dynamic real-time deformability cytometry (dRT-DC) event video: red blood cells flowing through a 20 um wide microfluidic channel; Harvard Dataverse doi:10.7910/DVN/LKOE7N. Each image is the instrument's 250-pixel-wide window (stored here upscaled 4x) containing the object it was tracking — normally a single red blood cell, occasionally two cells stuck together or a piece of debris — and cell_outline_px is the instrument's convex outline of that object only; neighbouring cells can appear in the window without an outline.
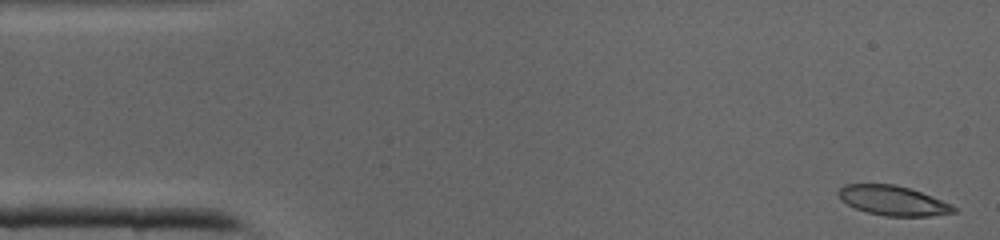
{"species": "common noctule bat (a hibernating species)", "species_latin": "Nyctalus noctula", "temperature_condition": "cold", "stored_images_in_passage": 41, "camera_frame_rate_fps": 3000, "um_per_image_px": 0.085, "animal": {"sex": "male", "body_mass_g": 19.0, "forearm_length_mm": 50.8}, "frame": {"image": 1, "passage_image": 1, "time_ms": 0.0, "image_size_px": [1000, 240], "cell_outline_px": [[956, 212], [928, 216], [884, 216], [868, 212], [856, 208], [840, 200], [836, 192], [844, 184], [892, 184], [908, 188], [920, 192], [952, 204], [956, 208]], "centroid_in_image_um": [75.87, 17.05], "position_along_channel_um": 9.1, "area_um2": 19.77}}
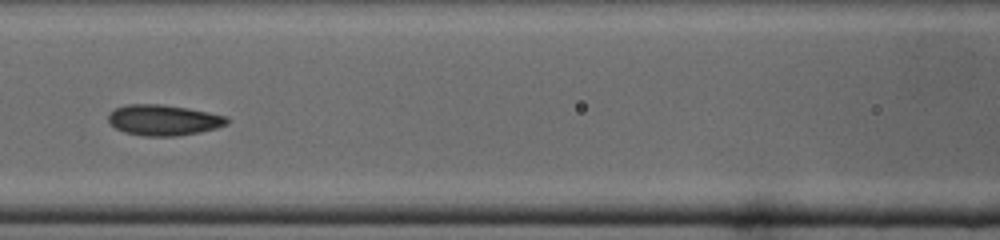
{"frame": {"image": 2, "passage_image": 17, "time_ms": 5.333, "image_size_px": [1000, 240], "cell_outline_px": [[228, 124], [216, 128], [200, 132], [176, 136], [144, 136], [124, 132], [116, 128], [108, 120], [108, 116], [116, 108], [128, 104], [160, 104], [184, 108], [224, 116], [228, 120]], "centroid_in_image_um": [13.87, 10.22], "position_along_channel_um": 152.7, "area_um2": 20.81}}
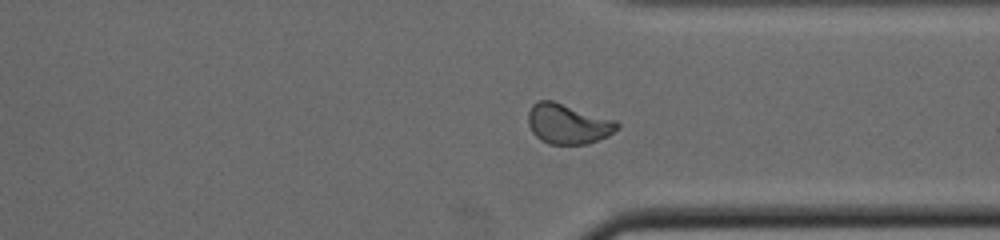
{"frame": {"image": 3, "passage_image": 30, "time_ms": 9.667, "image_size_px": [1000, 240], "cell_outline_px": [[620, 128], [608, 136], [588, 144], [548, 144], [540, 140], [532, 132], [528, 124], [528, 112], [532, 104], [540, 100], [552, 100], [616, 120], [620, 124]], "centroid_in_image_um": [48.28, 10.53], "position_along_channel_um": 363.1, "area_um2": 20.98}}